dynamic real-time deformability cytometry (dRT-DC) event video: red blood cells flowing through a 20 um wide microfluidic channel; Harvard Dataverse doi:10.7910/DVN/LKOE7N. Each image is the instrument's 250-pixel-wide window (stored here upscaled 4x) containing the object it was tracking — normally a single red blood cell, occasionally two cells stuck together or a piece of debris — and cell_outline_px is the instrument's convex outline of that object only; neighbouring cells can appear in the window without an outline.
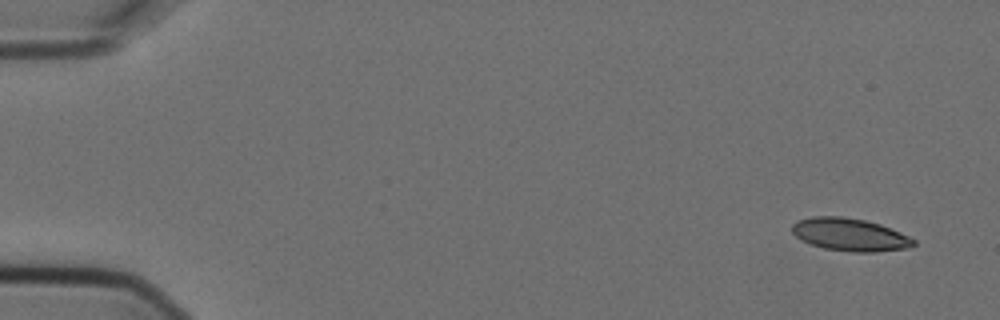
{"species": "Egyptian fruit bat (a non-hibernating species)", "species_latin": "Rousettus aegyptiacus", "temperature_condition": "cold", "stored_images_in_passage": 5, "camera_frame_rate_fps": 3000, "um_per_image_px": 0.085, "animal": {"sex": "female"}, "frame": {"image": 1, "passage_image": 1, "time_ms": 0.0, "image_size_px": [1000, 320], "cell_outline_px": [[916, 244], [912, 248], [876, 252], [852, 252], [824, 248], [812, 244], [796, 236], [792, 232], [792, 224], [796, 220], [812, 216], [844, 216], [864, 220], [880, 224], [900, 232], [916, 240]], "centroid_in_image_um": [72.27, 19.94], "position_along_channel_um": 12.7, "area_um2": 23.29}}
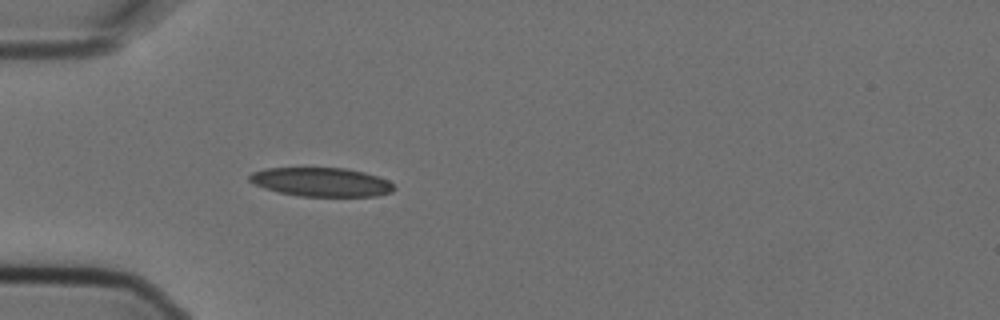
{"frame": {"image": 2, "passage_image": 5, "time_ms": 1.333, "image_size_px": [1000, 320], "cell_outline_px": [[396, 188], [392, 192], [376, 196], [300, 196], [280, 192], [264, 188], [248, 180], [248, 176], [252, 172], [264, 168], [344, 168], [364, 172], [388, 180]], "centroid_in_image_um": [27.31, 15.47], "position_along_channel_um": 57.7, "area_um2": 24.22}}